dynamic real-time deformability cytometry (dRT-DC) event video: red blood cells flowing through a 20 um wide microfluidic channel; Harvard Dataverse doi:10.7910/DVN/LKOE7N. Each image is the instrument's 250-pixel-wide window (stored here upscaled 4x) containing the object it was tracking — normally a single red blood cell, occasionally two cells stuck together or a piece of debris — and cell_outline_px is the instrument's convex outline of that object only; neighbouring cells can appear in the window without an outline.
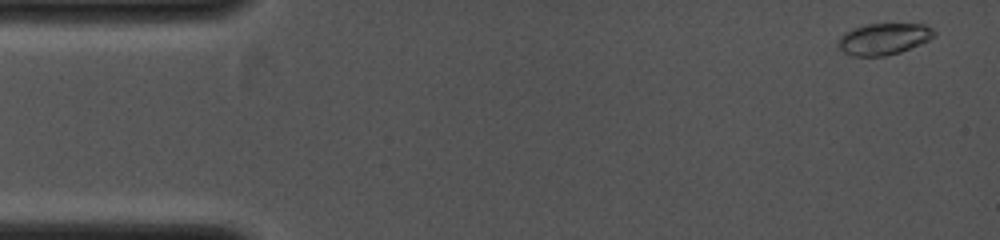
{"species": "common noctule bat (a hibernating species)", "species_latin": "Nyctalus noctula", "temperature_condition": "cold", "stored_images_in_passage": 6, "camera_frame_rate_fps": 4000, "um_per_image_px": 0.085, "animal": {"sex": "female", "body_mass_g": 19.0, "forearm_length_mm": 53.3}, "frame": {"image": 1, "passage_image": 1, "time_ms": 0.0, "image_size_px": [1000, 240], "cell_outline_px": [[936, 36], [920, 44], [900, 52], [884, 56], [852, 56], [844, 52], [836, 44], [840, 36], [844, 32], [868, 24], [924, 24], [932, 28], [936, 32]], "centroid_in_image_um": [75.12, 3.31], "position_along_channel_um": 9.9, "area_um2": 17.57}}